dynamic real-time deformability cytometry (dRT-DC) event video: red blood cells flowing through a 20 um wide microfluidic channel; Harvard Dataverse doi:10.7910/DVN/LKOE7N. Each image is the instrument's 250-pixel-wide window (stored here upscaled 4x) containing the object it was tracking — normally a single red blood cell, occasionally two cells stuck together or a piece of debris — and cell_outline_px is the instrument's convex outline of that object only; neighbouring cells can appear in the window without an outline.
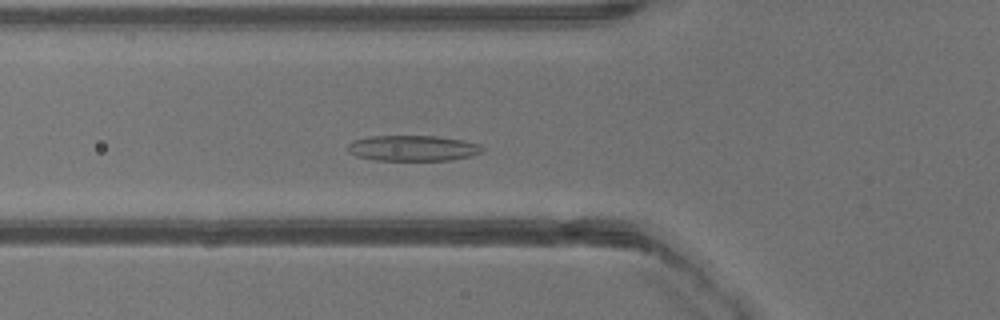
{"species": "common noctule bat (a hibernating species)", "species_latin": "Nyctalus noctula", "temperature_condition": "warm", "stored_images_in_passage": 41, "camera_frame_rate_fps": 3000, "um_per_image_px": 0.085, "animal": {"sex": "male", "body_mass_g": 13.3}, "frame": {"image": 1, "passage_image": 15, "time_ms": 4.667, "image_size_px": [1000, 320], "cell_outline_px": [[484, 152], [472, 156], [452, 160], [376, 160], [356, 156], [348, 152], [348, 144], [352, 140], [368, 136], [436, 136], [464, 140], [480, 144], [484, 148]], "centroid_in_image_um": [35.12, 12.59], "position_along_channel_um": 90.7, "area_um2": 20.35}}
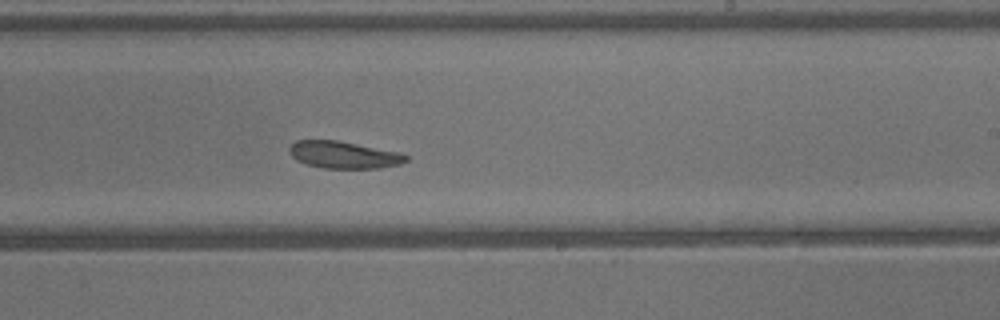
{"frame": {"image": 2, "passage_image": 25, "time_ms": 8.0, "image_size_px": [1000, 320], "cell_outline_px": [[408, 160], [400, 164], [380, 168], [324, 168], [308, 164], [296, 160], [292, 156], [288, 148], [296, 140], [336, 140], [400, 152], [408, 156]], "centroid_in_image_um": [29.23, 13.16], "position_along_channel_um": 259.8, "area_um2": 18.32}}
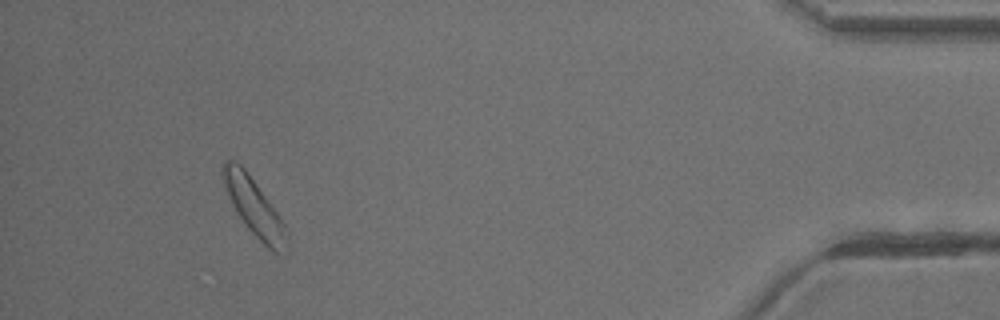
{"frame": {"image": 3, "passage_image": 38, "time_ms": 12.333, "image_size_px": [1000, 320], "cell_outline_px": [[288, 256], [272, 252], [248, 228], [236, 212], [224, 188], [220, 172], [220, 168], [224, 160], [236, 160], [244, 168], [280, 216], [288, 232]], "centroid_in_image_um": [21.61, 17.64], "position_along_channel_um": 413.6, "area_um2": 21.62}}